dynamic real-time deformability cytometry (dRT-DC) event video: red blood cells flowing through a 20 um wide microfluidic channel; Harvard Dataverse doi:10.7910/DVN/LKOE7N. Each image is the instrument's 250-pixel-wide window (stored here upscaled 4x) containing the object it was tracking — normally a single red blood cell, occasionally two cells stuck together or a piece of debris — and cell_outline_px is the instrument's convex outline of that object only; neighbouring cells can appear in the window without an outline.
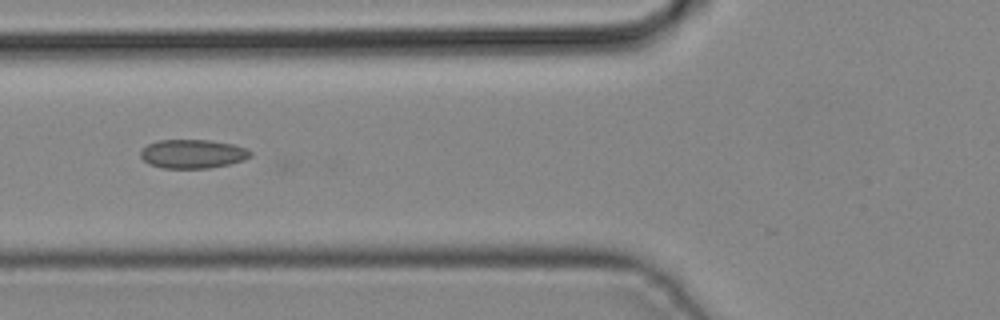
{"species": "common noctule bat (a hibernating species)", "species_latin": "Nyctalus noctula", "temperature_condition": "cold", "stored_images_in_passage": 38, "camera_frame_rate_fps": 3000, "um_per_image_px": 0.085, "animal": {"sex": "male", "body_mass_g": 19.2, "forearm_length_mm": 51.8}, "frame": {"image": 1, "passage_image": 22, "time_ms": 7.0, "image_size_px": [1000, 320], "cell_outline_px": [[252, 156], [244, 160], [228, 164], [208, 168], [160, 168], [148, 164], [140, 156], [140, 152], [148, 144], [156, 140], [208, 140], [232, 144], [248, 148], [252, 152]], "centroid_in_image_um": [16.38, 13.08], "position_along_channel_um": 109.4, "area_um2": 18.55}}
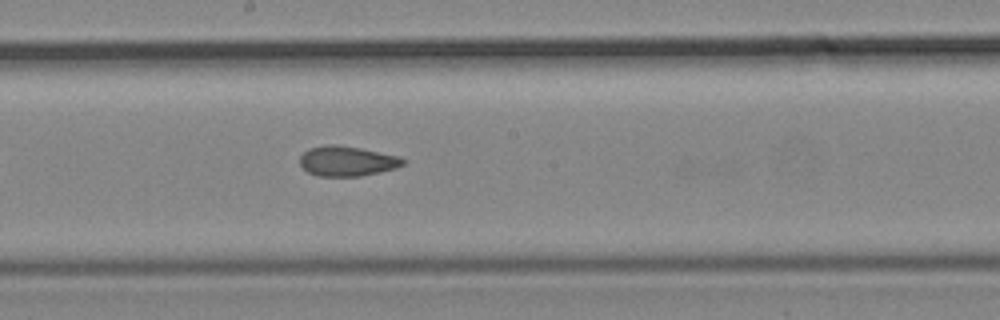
{"frame": {"image": 2, "passage_image": 29, "time_ms": 9.333, "image_size_px": [1000, 320], "cell_outline_px": [[408, 160], [404, 164], [396, 168], [380, 172], [360, 176], [320, 176], [308, 172], [300, 164], [300, 156], [308, 148], [324, 144], [336, 144], [360, 148], [400, 156]], "centroid_in_image_um": [29.52, 13.68], "position_along_channel_um": 218.7, "area_um2": 18.21}}
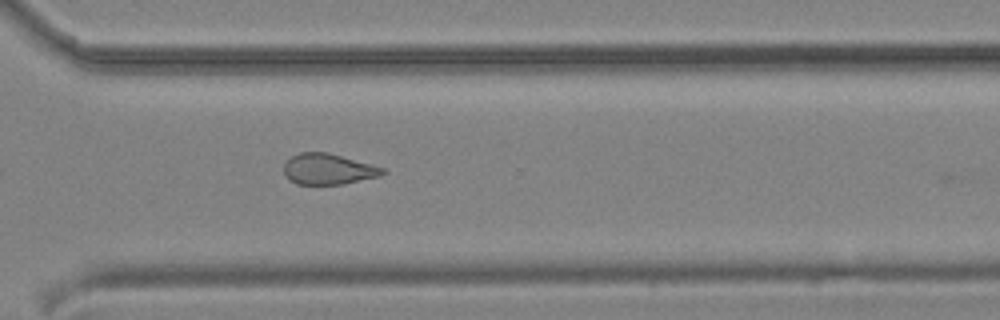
{"frame": {"image": 3, "passage_image": 37, "time_ms": 12.0, "image_size_px": [1000, 320], "cell_outline_px": [[388, 172], [380, 176], [344, 184], [296, 184], [288, 180], [284, 176], [284, 164], [292, 156], [300, 152], [328, 152], [372, 164], [384, 168]], "centroid_in_image_um": [27.91, 14.38], "position_along_channel_um": 342.7, "area_um2": 17.92}}